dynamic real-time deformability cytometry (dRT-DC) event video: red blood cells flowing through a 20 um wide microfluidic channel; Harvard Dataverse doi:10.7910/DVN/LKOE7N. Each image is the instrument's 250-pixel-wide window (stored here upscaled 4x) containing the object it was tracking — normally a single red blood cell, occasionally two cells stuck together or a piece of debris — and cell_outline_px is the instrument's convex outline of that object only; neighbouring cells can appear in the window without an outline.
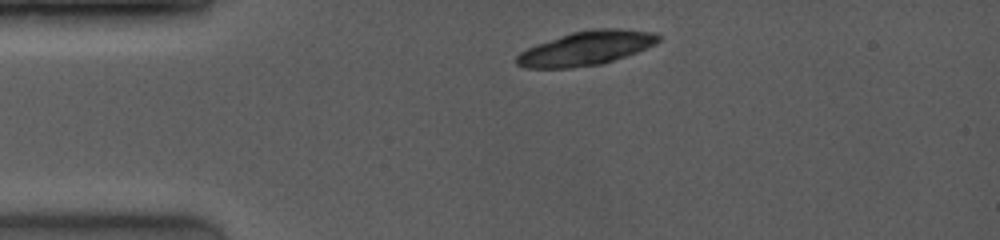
{"species": "common noctule bat (a hibernating species)", "species_latin": "Nyctalus noctula", "temperature_condition": "room temperature", "stored_images_in_passage": 2, "camera_frame_rate_fps": 4000, "um_per_image_px": 0.085, "animal": {"sex": "female", "body_mass_g": 19.0, "forearm_length_mm": 53.3}, "frame": {"image": 1, "passage_image": 1, "time_ms": 0.0, "image_size_px": [1000, 240], "cell_outline_px": [[660, 40], [656, 44], [636, 52], [600, 64], [568, 68], [524, 68], [516, 64], [516, 56], [520, 52], [536, 44], [572, 32], [592, 28], [616, 28], [656, 32], [660, 36]], "centroid_in_image_um": [49.82, 4.09], "position_along_channel_um": 35.2, "area_um2": 28.09}}